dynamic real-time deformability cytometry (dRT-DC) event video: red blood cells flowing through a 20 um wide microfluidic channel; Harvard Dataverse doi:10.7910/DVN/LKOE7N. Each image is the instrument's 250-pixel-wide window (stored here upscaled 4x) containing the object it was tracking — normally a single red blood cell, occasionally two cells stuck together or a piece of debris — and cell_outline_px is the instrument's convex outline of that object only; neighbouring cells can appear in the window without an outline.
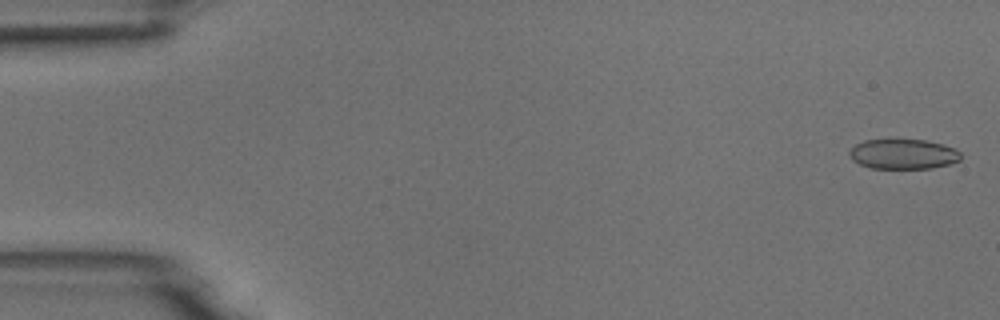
{"species": "common noctule bat (a hibernating species)", "species_latin": "Nyctalus noctula", "temperature_condition": "room temperature", "stored_images_in_passage": 16, "camera_frame_rate_fps": 3000, "um_per_image_px": 0.085, "animal": {"sex": "male", "body_mass_g": 18.8}, "frame": {"image": 1, "passage_image": 2, "time_ms": 0.333, "image_size_px": [1000, 320], "cell_outline_px": [[960, 160], [948, 164], [932, 168], [872, 168], [860, 164], [852, 160], [848, 152], [856, 144], [864, 140], [928, 140], [944, 144], [956, 148], [960, 152]], "centroid_in_image_um": [76.79, 13.09], "position_along_channel_um": 8.2, "area_um2": 19.42}}
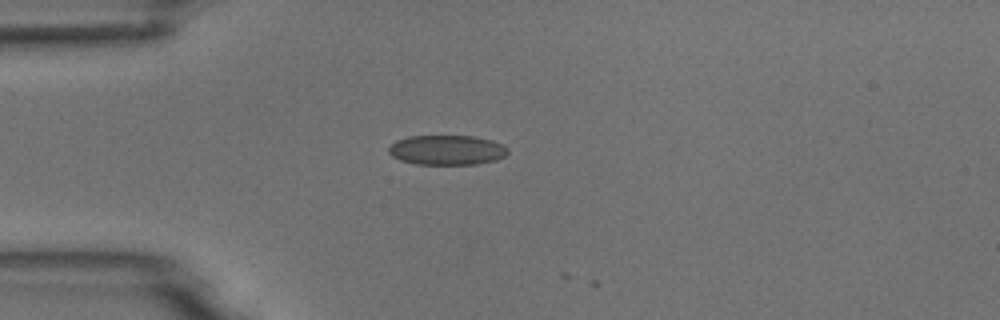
{"frame": {"image": 2, "passage_image": 15, "time_ms": 4.667, "image_size_px": [1000, 320], "cell_outline_px": [[508, 152], [504, 156], [496, 160], [476, 164], [416, 164], [400, 160], [392, 156], [388, 152], [388, 148], [396, 140], [408, 136], [476, 136], [492, 140], [504, 144], [508, 148]], "centroid_in_image_um": [38.0, 12.74], "position_along_channel_um": 47.0, "area_um2": 20.81}}